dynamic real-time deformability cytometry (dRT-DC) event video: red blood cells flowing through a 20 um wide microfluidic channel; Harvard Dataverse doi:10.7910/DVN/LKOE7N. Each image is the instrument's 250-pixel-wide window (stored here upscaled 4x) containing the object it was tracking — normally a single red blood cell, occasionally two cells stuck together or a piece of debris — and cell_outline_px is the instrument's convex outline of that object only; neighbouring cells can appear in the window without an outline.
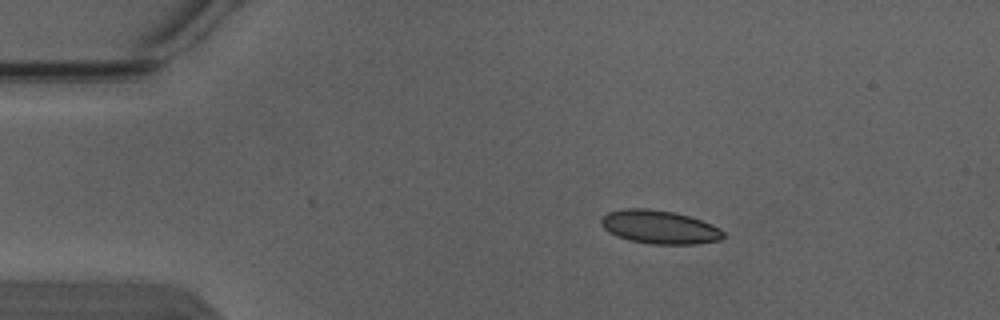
{"species": "Egyptian fruit bat (a non-hibernating species)", "species_latin": "Rousettus aegyptiacus", "temperature_condition": "warm", "stored_images_in_passage": 2, "camera_frame_rate_fps": 3000, "um_per_image_px": 0.085, "animal": {"sex": "male"}, "frame": {"image": 1, "passage_image": 1, "time_ms": 0.0, "image_size_px": [1000, 320], "cell_outline_px": [[724, 236], [720, 240], [696, 244], [652, 244], [628, 240], [616, 236], [608, 232], [600, 224], [600, 220], [608, 212], [624, 208], [648, 208], [676, 212], [712, 224], [720, 228], [724, 232]], "centroid_in_image_um": [56.04, 19.3], "position_along_channel_um": 29.0, "area_um2": 23.99}}